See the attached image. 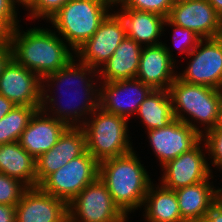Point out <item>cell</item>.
Instances as JSON below:
<instances>
[{
  "mask_svg": "<svg viewBox=\"0 0 222 222\" xmlns=\"http://www.w3.org/2000/svg\"><path fill=\"white\" fill-rule=\"evenodd\" d=\"M99 96L98 70L76 58L42 79L41 109L69 127L85 123L99 107Z\"/></svg>",
  "mask_w": 222,
  "mask_h": 222,
  "instance_id": "obj_1",
  "label": "cell"
},
{
  "mask_svg": "<svg viewBox=\"0 0 222 222\" xmlns=\"http://www.w3.org/2000/svg\"><path fill=\"white\" fill-rule=\"evenodd\" d=\"M22 23L26 28L20 23L11 34L13 59L18 64L43 79L75 58V51L47 23L29 22L30 27L27 21Z\"/></svg>",
  "mask_w": 222,
  "mask_h": 222,
  "instance_id": "obj_2",
  "label": "cell"
},
{
  "mask_svg": "<svg viewBox=\"0 0 222 222\" xmlns=\"http://www.w3.org/2000/svg\"><path fill=\"white\" fill-rule=\"evenodd\" d=\"M140 155L134 149L123 156L99 162V179L105 184L114 203L132 220V216L141 211L148 189L156 179L152 178L154 174L149 172L151 170L144 165ZM130 213H133L132 216Z\"/></svg>",
  "mask_w": 222,
  "mask_h": 222,
  "instance_id": "obj_3",
  "label": "cell"
},
{
  "mask_svg": "<svg viewBox=\"0 0 222 222\" xmlns=\"http://www.w3.org/2000/svg\"><path fill=\"white\" fill-rule=\"evenodd\" d=\"M168 92L175 119L187 123L201 136L217 126L222 90L187 83L177 77Z\"/></svg>",
  "mask_w": 222,
  "mask_h": 222,
  "instance_id": "obj_4",
  "label": "cell"
},
{
  "mask_svg": "<svg viewBox=\"0 0 222 222\" xmlns=\"http://www.w3.org/2000/svg\"><path fill=\"white\" fill-rule=\"evenodd\" d=\"M86 136V150L98 161L132 152L135 143L130 129L134 125L120 115L98 107L81 126Z\"/></svg>",
  "mask_w": 222,
  "mask_h": 222,
  "instance_id": "obj_5",
  "label": "cell"
},
{
  "mask_svg": "<svg viewBox=\"0 0 222 222\" xmlns=\"http://www.w3.org/2000/svg\"><path fill=\"white\" fill-rule=\"evenodd\" d=\"M112 10L105 0H69L46 23L76 51Z\"/></svg>",
  "mask_w": 222,
  "mask_h": 222,
  "instance_id": "obj_6",
  "label": "cell"
},
{
  "mask_svg": "<svg viewBox=\"0 0 222 222\" xmlns=\"http://www.w3.org/2000/svg\"><path fill=\"white\" fill-rule=\"evenodd\" d=\"M183 60L187 66H182ZM178 64L177 77L180 80L222 90V36L201 39Z\"/></svg>",
  "mask_w": 222,
  "mask_h": 222,
  "instance_id": "obj_7",
  "label": "cell"
},
{
  "mask_svg": "<svg viewBox=\"0 0 222 222\" xmlns=\"http://www.w3.org/2000/svg\"><path fill=\"white\" fill-rule=\"evenodd\" d=\"M98 176L99 162L86 150L81 156L48 175L38 186L69 204Z\"/></svg>",
  "mask_w": 222,
  "mask_h": 222,
  "instance_id": "obj_8",
  "label": "cell"
},
{
  "mask_svg": "<svg viewBox=\"0 0 222 222\" xmlns=\"http://www.w3.org/2000/svg\"><path fill=\"white\" fill-rule=\"evenodd\" d=\"M71 222H131L114 203L99 177L88 184L69 204Z\"/></svg>",
  "mask_w": 222,
  "mask_h": 222,
  "instance_id": "obj_9",
  "label": "cell"
},
{
  "mask_svg": "<svg viewBox=\"0 0 222 222\" xmlns=\"http://www.w3.org/2000/svg\"><path fill=\"white\" fill-rule=\"evenodd\" d=\"M159 171L158 182L165 188L177 190L205 181L213 173L209 166L207 147L201 139L192 149L168 161Z\"/></svg>",
  "mask_w": 222,
  "mask_h": 222,
  "instance_id": "obj_10",
  "label": "cell"
},
{
  "mask_svg": "<svg viewBox=\"0 0 222 222\" xmlns=\"http://www.w3.org/2000/svg\"><path fill=\"white\" fill-rule=\"evenodd\" d=\"M126 37L121 16L113 9L101 22L96 32L75 51V58L99 70Z\"/></svg>",
  "mask_w": 222,
  "mask_h": 222,
  "instance_id": "obj_11",
  "label": "cell"
},
{
  "mask_svg": "<svg viewBox=\"0 0 222 222\" xmlns=\"http://www.w3.org/2000/svg\"><path fill=\"white\" fill-rule=\"evenodd\" d=\"M144 133L147 135L146 145L156 157L153 163H158L159 168L192 149L202 139L196 130L178 119L172 120L165 127Z\"/></svg>",
  "mask_w": 222,
  "mask_h": 222,
  "instance_id": "obj_12",
  "label": "cell"
},
{
  "mask_svg": "<svg viewBox=\"0 0 222 222\" xmlns=\"http://www.w3.org/2000/svg\"><path fill=\"white\" fill-rule=\"evenodd\" d=\"M167 19L177 26L190 29L201 39L222 36V17L208 0L174 2Z\"/></svg>",
  "mask_w": 222,
  "mask_h": 222,
  "instance_id": "obj_13",
  "label": "cell"
},
{
  "mask_svg": "<svg viewBox=\"0 0 222 222\" xmlns=\"http://www.w3.org/2000/svg\"><path fill=\"white\" fill-rule=\"evenodd\" d=\"M153 89L134 78L100 82L99 107L104 111L133 120L139 105Z\"/></svg>",
  "mask_w": 222,
  "mask_h": 222,
  "instance_id": "obj_14",
  "label": "cell"
},
{
  "mask_svg": "<svg viewBox=\"0 0 222 222\" xmlns=\"http://www.w3.org/2000/svg\"><path fill=\"white\" fill-rule=\"evenodd\" d=\"M0 95L17 106L41 109L42 79L12 59L0 75Z\"/></svg>",
  "mask_w": 222,
  "mask_h": 222,
  "instance_id": "obj_15",
  "label": "cell"
},
{
  "mask_svg": "<svg viewBox=\"0 0 222 222\" xmlns=\"http://www.w3.org/2000/svg\"><path fill=\"white\" fill-rule=\"evenodd\" d=\"M16 222H66L68 204L39 186L28 187L15 206Z\"/></svg>",
  "mask_w": 222,
  "mask_h": 222,
  "instance_id": "obj_16",
  "label": "cell"
},
{
  "mask_svg": "<svg viewBox=\"0 0 222 222\" xmlns=\"http://www.w3.org/2000/svg\"><path fill=\"white\" fill-rule=\"evenodd\" d=\"M85 151L86 136L83 128L68 127L54 147L36 159V186Z\"/></svg>",
  "mask_w": 222,
  "mask_h": 222,
  "instance_id": "obj_17",
  "label": "cell"
},
{
  "mask_svg": "<svg viewBox=\"0 0 222 222\" xmlns=\"http://www.w3.org/2000/svg\"><path fill=\"white\" fill-rule=\"evenodd\" d=\"M177 66L163 43L144 46L136 79L149 85L153 90H168L177 78Z\"/></svg>",
  "mask_w": 222,
  "mask_h": 222,
  "instance_id": "obj_18",
  "label": "cell"
},
{
  "mask_svg": "<svg viewBox=\"0 0 222 222\" xmlns=\"http://www.w3.org/2000/svg\"><path fill=\"white\" fill-rule=\"evenodd\" d=\"M68 127L64 122L47 115L40 109L31 117L18 142L37 159L54 147Z\"/></svg>",
  "mask_w": 222,
  "mask_h": 222,
  "instance_id": "obj_19",
  "label": "cell"
},
{
  "mask_svg": "<svg viewBox=\"0 0 222 222\" xmlns=\"http://www.w3.org/2000/svg\"><path fill=\"white\" fill-rule=\"evenodd\" d=\"M218 180L219 177L212 174L205 181L175 190L181 217L185 222H203L206 213L219 199Z\"/></svg>",
  "mask_w": 222,
  "mask_h": 222,
  "instance_id": "obj_20",
  "label": "cell"
},
{
  "mask_svg": "<svg viewBox=\"0 0 222 222\" xmlns=\"http://www.w3.org/2000/svg\"><path fill=\"white\" fill-rule=\"evenodd\" d=\"M114 10L125 23L126 36L134 39L142 47L161 44L163 38L168 37L163 36L165 17L131 8H114Z\"/></svg>",
  "mask_w": 222,
  "mask_h": 222,
  "instance_id": "obj_21",
  "label": "cell"
},
{
  "mask_svg": "<svg viewBox=\"0 0 222 222\" xmlns=\"http://www.w3.org/2000/svg\"><path fill=\"white\" fill-rule=\"evenodd\" d=\"M142 48L134 39L126 36L98 70L99 81L115 82L136 78Z\"/></svg>",
  "mask_w": 222,
  "mask_h": 222,
  "instance_id": "obj_22",
  "label": "cell"
},
{
  "mask_svg": "<svg viewBox=\"0 0 222 222\" xmlns=\"http://www.w3.org/2000/svg\"><path fill=\"white\" fill-rule=\"evenodd\" d=\"M141 210L140 221L185 222L181 217L175 191L163 187L155 180L148 189Z\"/></svg>",
  "mask_w": 222,
  "mask_h": 222,
  "instance_id": "obj_23",
  "label": "cell"
},
{
  "mask_svg": "<svg viewBox=\"0 0 222 222\" xmlns=\"http://www.w3.org/2000/svg\"><path fill=\"white\" fill-rule=\"evenodd\" d=\"M0 172L36 187V159L18 141L0 145Z\"/></svg>",
  "mask_w": 222,
  "mask_h": 222,
  "instance_id": "obj_24",
  "label": "cell"
},
{
  "mask_svg": "<svg viewBox=\"0 0 222 222\" xmlns=\"http://www.w3.org/2000/svg\"><path fill=\"white\" fill-rule=\"evenodd\" d=\"M133 119L134 121L131 120L130 123L136 122L139 125L138 127L142 126L145 129L144 131L165 127L174 120L168 90H152L139 105V109Z\"/></svg>",
  "mask_w": 222,
  "mask_h": 222,
  "instance_id": "obj_25",
  "label": "cell"
},
{
  "mask_svg": "<svg viewBox=\"0 0 222 222\" xmlns=\"http://www.w3.org/2000/svg\"><path fill=\"white\" fill-rule=\"evenodd\" d=\"M170 30H171V33H170ZM165 32L166 33L168 32L169 37H170L169 40L173 46L170 43L167 44L169 40L163 39L164 41L162 43L166 47V50L168 54L170 55V57L177 64L179 63V61L186 58L191 53V51L197 47L198 42L201 40V38L190 29L177 26L171 23L167 18L164 22L163 36H166ZM176 51L178 53H176ZM179 56H180V60H178Z\"/></svg>",
  "mask_w": 222,
  "mask_h": 222,
  "instance_id": "obj_26",
  "label": "cell"
},
{
  "mask_svg": "<svg viewBox=\"0 0 222 222\" xmlns=\"http://www.w3.org/2000/svg\"><path fill=\"white\" fill-rule=\"evenodd\" d=\"M36 111L35 107L15 105L0 120V145L19 141L21 134Z\"/></svg>",
  "mask_w": 222,
  "mask_h": 222,
  "instance_id": "obj_27",
  "label": "cell"
},
{
  "mask_svg": "<svg viewBox=\"0 0 222 222\" xmlns=\"http://www.w3.org/2000/svg\"><path fill=\"white\" fill-rule=\"evenodd\" d=\"M207 152L208 161L212 173H222V126L207 131L203 136ZM215 171H214V169ZM214 171V172H213Z\"/></svg>",
  "mask_w": 222,
  "mask_h": 222,
  "instance_id": "obj_28",
  "label": "cell"
},
{
  "mask_svg": "<svg viewBox=\"0 0 222 222\" xmlns=\"http://www.w3.org/2000/svg\"><path fill=\"white\" fill-rule=\"evenodd\" d=\"M69 0H37L23 14L24 20L32 23L44 21L46 23ZM26 17V18H25Z\"/></svg>",
  "mask_w": 222,
  "mask_h": 222,
  "instance_id": "obj_29",
  "label": "cell"
},
{
  "mask_svg": "<svg viewBox=\"0 0 222 222\" xmlns=\"http://www.w3.org/2000/svg\"><path fill=\"white\" fill-rule=\"evenodd\" d=\"M27 188L20 180L0 172V204L16 206Z\"/></svg>",
  "mask_w": 222,
  "mask_h": 222,
  "instance_id": "obj_30",
  "label": "cell"
},
{
  "mask_svg": "<svg viewBox=\"0 0 222 222\" xmlns=\"http://www.w3.org/2000/svg\"><path fill=\"white\" fill-rule=\"evenodd\" d=\"M174 0H125L115 8H131L138 11H146L168 17Z\"/></svg>",
  "mask_w": 222,
  "mask_h": 222,
  "instance_id": "obj_31",
  "label": "cell"
},
{
  "mask_svg": "<svg viewBox=\"0 0 222 222\" xmlns=\"http://www.w3.org/2000/svg\"><path fill=\"white\" fill-rule=\"evenodd\" d=\"M21 12L18 10L13 0H0V17H2L13 29L16 28L24 20L20 16Z\"/></svg>",
  "mask_w": 222,
  "mask_h": 222,
  "instance_id": "obj_32",
  "label": "cell"
},
{
  "mask_svg": "<svg viewBox=\"0 0 222 222\" xmlns=\"http://www.w3.org/2000/svg\"><path fill=\"white\" fill-rule=\"evenodd\" d=\"M203 222H222V199L219 198L206 213Z\"/></svg>",
  "mask_w": 222,
  "mask_h": 222,
  "instance_id": "obj_33",
  "label": "cell"
},
{
  "mask_svg": "<svg viewBox=\"0 0 222 222\" xmlns=\"http://www.w3.org/2000/svg\"><path fill=\"white\" fill-rule=\"evenodd\" d=\"M12 59L13 51L11 44L0 45V75Z\"/></svg>",
  "mask_w": 222,
  "mask_h": 222,
  "instance_id": "obj_34",
  "label": "cell"
},
{
  "mask_svg": "<svg viewBox=\"0 0 222 222\" xmlns=\"http://www.w3.org/2000/svg\"><path fill=\"white\" fill-rule=\"evenodd\" d=\"M13 28L0 17V45L11 44V34Z\"/></svg>",
  "mask_w": 222,
  "mask_h": 222,
  "instance_id": "obj_35",
  "label": "cell"
},
{
  "mask_svg": "<svg viewBox=\"0 0 222 222\" xmlns=\"http://www.w3.org/2000/svg\"><path fill=\"white\" fill-rule=\"evenodd\" d=\"M0 222H16L15 206L0 204Z\"/></svg>",
  "mask_w": 222,
  "mask_h": 222,
  "instance_id": "obj_36",
  "label": "cell"
},
{
  "mask_svg": "<svg viewBox=\"0 0 222 222\" xmlns=\"http://www.w3.org/2000/svg\"><path fill=\"white\" fill-rule=\"evenodd\" d=\"M15 104H13L10 100H8L3 95H0V120L9 113Z\"/></svg>",
  "mask_w": 222,
  "mask_h": 222,
  "instance_id": "obj_37",
  "label": "cell"
},
{
  "mask_svg": "<svg viewBox=\"0 0 222 222\" xmlns=\"http://www.w3.org/2000/svg\"><path fill=\"white\" fill-rule=\"evenodd\" d=\"M37 0H13L15 7L27 11Z\"/></svg>",
  "mask_w": 222,
  "mask_h": 222,
  "instance_id": "obj_38",
  "label": "cell"
},
{
  "mask_svg": "<svg viewBox=\"0 0 222 222\" xmlns=\"http://www.w3.org/2000/svg\"><path fill=\"white\" fill-rule=\"evenodd\" d=\"M208 1L215 8L217 13L222 17V0H208Z\"/></svg>",
  "mask_w": 222,
  "mask_h": 222,
  "instance_id": "obj_39",
  "label": "cell"
},
{
  "mask_svg": "<svg viewBox=\"0 0 222 222\" xmlns=\"http://www.w3.org/2000/svg\"><path fill=\"white\" fill-rule=\"evenodd\" d=\"M113 9L125 2V0H105Z\"/></svg>",
  "mask_w": 222,
  "mask_h": 222,
  "instance_id": "obj_40",
  "label": "cell"
},
{
  "mask_svg": "<svg viewBox=\"0 0 222 222\" xmlns=\"http://www.w3.org/2000/svg\"><path fill=\"white\" fill-rule=\"evenodd\" d=\"M217 126H222V96H221L220 106H219V116H218Z\"/></svg>",
  "mask_w": 222,
  "mask_h": 222,
  "instance_id": "obj_41",
  "label": "cell"
},
{
  "mask_svg": "<svg viewBox=\"0 0 222 222\" xmlns=\"http://www.w3.org/2000/svg\"><path fill=\"white\" fill-rule=\"evenodd\" d=\"M217 176H219L220 179H221V180H219V185H221V184H222V182H221V181H222V178H221V177H222V173H221V175H220V174H219V175L217 174ZM220 183H221V184H220ZM219 198L222 199V185L219 187Z\"/></svg>",
  "mask_w": 222,
  "mask_h": 222,
  "instance_id": "obj_42",
  "label": "cell"
},
{
  "mask_svg": "<svg viewBox=\"0 0 222 222\" xmlns=\"http://www.w3.org/2000/svg\"><path fill=\"white\" fill-rule=\"evenodd\" d=\"M180 1H188V0H174V2H180Z\"/></svg>",
  "mask_w": 222,
  "mask_h": 222,
  "instance_id": "obj_43",
  "label": "cell"
}]
</instances>
